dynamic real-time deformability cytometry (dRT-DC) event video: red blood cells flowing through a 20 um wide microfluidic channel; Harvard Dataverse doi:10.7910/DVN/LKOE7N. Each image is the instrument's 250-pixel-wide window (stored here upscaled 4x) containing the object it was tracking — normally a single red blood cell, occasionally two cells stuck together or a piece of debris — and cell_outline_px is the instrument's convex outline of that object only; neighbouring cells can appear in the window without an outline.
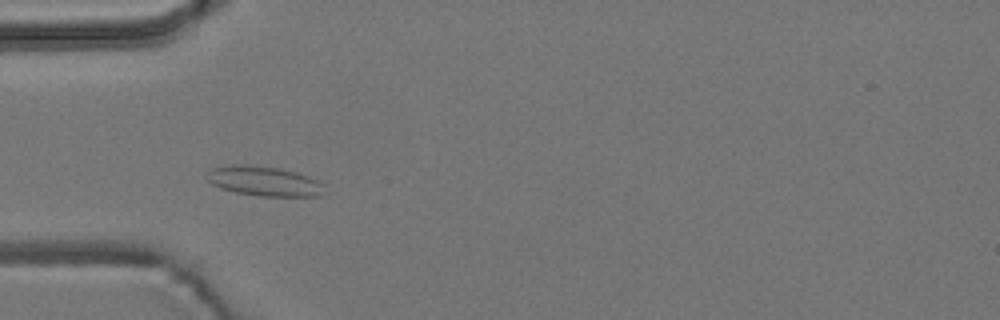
{"species": "common noctule bat (a hibernating species)", "species_latin": "Nyctalus noctula", "temperature_condition": "room temperature", "stored_images_in_passage": 5, "camera_frame_rate_fps": 3000, "um_per_image_px": 0.085, "animal": {"sex": "male", "body_mass_g": 19.2, "forearm_length_mm": 51.8}, "frame": {"image": 1, "passage_image": 4, "time_ms": 3.333, "image_size_px": [1000, 320], "cell_outline_px": [[328, 196], [260, 196], [236, 192], [220, 188], [212, 184], [204, 176], [204, 172], [208, 168], [236, 164], [248, 164], [280, 168], [296, 172], [308, 176], [324, 184], [328, 192]], "centroid_in_image_um": [22.46, 15.39], "position_along_channel_um": 62.5, "area_um2": 20.98}}